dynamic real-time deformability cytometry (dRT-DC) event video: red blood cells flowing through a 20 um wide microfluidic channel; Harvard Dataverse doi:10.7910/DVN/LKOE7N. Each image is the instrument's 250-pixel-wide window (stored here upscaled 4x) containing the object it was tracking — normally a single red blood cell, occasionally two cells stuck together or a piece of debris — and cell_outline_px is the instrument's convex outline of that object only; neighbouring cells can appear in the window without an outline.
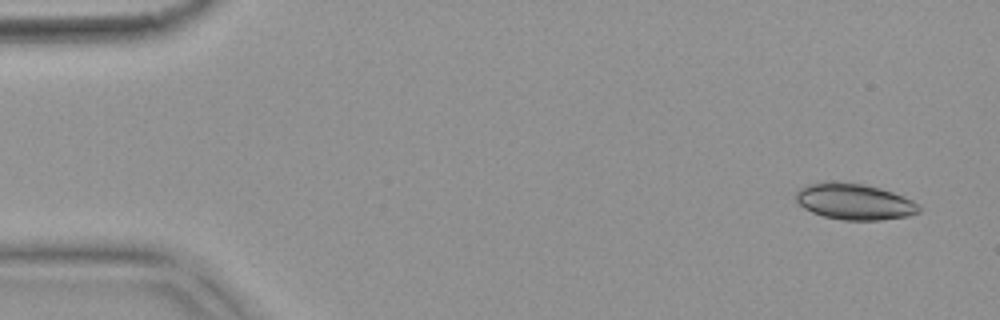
{"species": "common noctule bat (a hibernating species)", "species_latin": "Nyctalus noctula", "temperature_condition": "warm", "stored_images_in_passage": 4, "camera_frame_rate_fps": 3000, "um_per_image_px": 0.085, "animal": {"sex": "female", "body_mass_g": 18.4}, "frame": {"image": 1, "passage_image": 1, "time_ms": 0.0, "image_size_px": [1000, 320], "cell_outline_px": [[920, 212], [908, 216], [880, 220], [844, 220], [824, 216], [812, 212], [804, 208], [796, 200], [796, 192], [800, 188], [808, 184], [824, 180], [832, 180], [864, 184], [880, 188], [904, 196], [912, 200], [920, 208]], "centroid_in_image_um": [72.6, 17.12], "position_along_channel_um": 12.4, "area_um2": 26.07}}
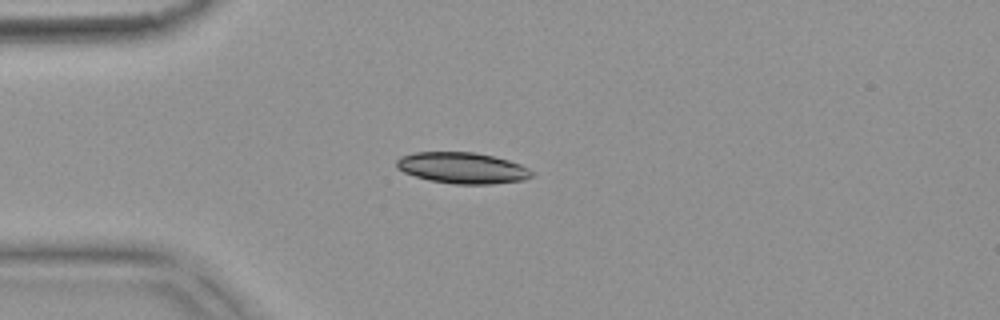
{"frame": {"image": 2, "passage_image": 4, "time_ms": 1.0, "image_size_px": [1000, 320], "cell_outline_px": [[536, 176], [524, 180], [492, 184], [456, 184], [432, 180], [416, 176], [404, 172], [396, 168], [396, 160], [400, 156], [416, 152], [472, 152], [492, 156], [508, 160], [520, 164], [528, 168]], "centroid_in_image_um": [39.32, 14.27], "position_along_channel_um": 45.7, "area_um2": 24.45}}